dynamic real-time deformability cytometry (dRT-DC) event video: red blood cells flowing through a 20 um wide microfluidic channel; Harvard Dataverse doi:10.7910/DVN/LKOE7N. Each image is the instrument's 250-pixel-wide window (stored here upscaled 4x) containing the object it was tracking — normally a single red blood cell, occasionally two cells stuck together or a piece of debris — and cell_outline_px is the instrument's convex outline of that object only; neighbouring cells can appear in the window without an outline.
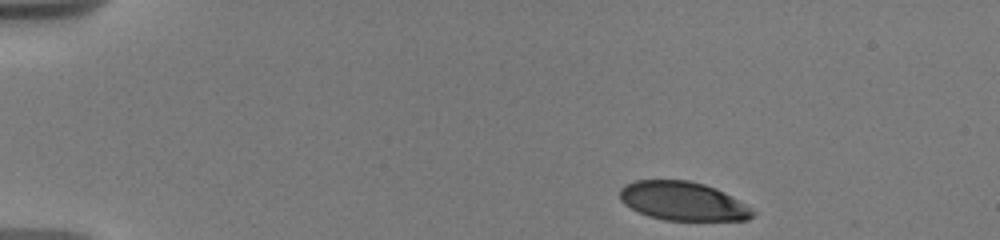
{"species": "human", "species_latin": "Homo sapiens", "temperature_condition": "warm", "stored_images_in_passage": 37, "camera_frame_rate_fps": 3000, "um_per_image_px": 0.085, "donor": {"sex": "male"}, "frame": {"image": 1, "passage_image": 1, "time_ms": 0.0, "image_size_px": [1000, 240], "cell_outline_px": [[756, 212], [748, 220], [664, 220], [648, 216], [624, 204], [620, 200], [620, 188], [624, 184], [636, 180], [688, 180], [704, 184], [716, 188], [724, 192], [752, 208]], "centroid_in_image_um": [58.04, 17.09], "position_along_channel_um": 27.0, "area_um2": 30.0}}
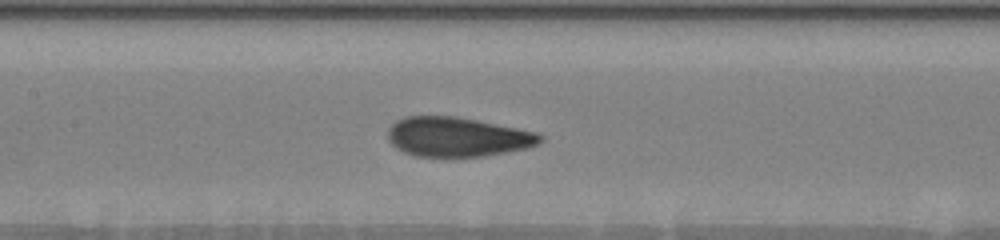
{"frame": {"image": 2, "passage_image": 14, "time_ms": 6.333, "image_size_px": [1000, 240], "cell_outline_px": [[544, 140], [528, 148], [484, 156], [416, 156], [404, 152], [396, 148], [388, 140], [388, 128], [396, 120], [404, 116], [456, 116], [536, 132], [544, 136]], "centroid_in_image_um": [38.86, 11.63], "position_along_channel_um": 168.5, "area_um2": 34.97}}
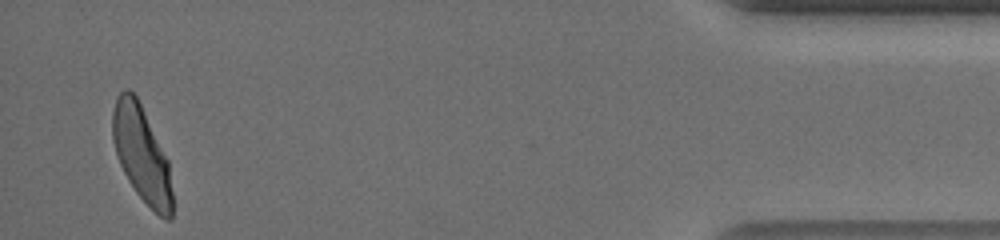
{"frame": {"image": 3, "passage_image": 35, "time_ms": 15.0, "image_size_px": [1000, 240], "cell_outline_px": [[172, 220], [164, 220], [136, 192], [128, 180], [120, 164], [112, 140], [112, 112], [116, 96], [124, 88], [128, 88], [136, 96], [168, 160], [172, 192]], "centroid_in_image_um": [12.02, 13.09], "position_along_channel_um": 423.2, "area_um2": 33.0}, "authors_computed_cell_mechanics": {"area_um2": 34.969, "velocity_mm_per_s": 3.693, "shape_relaxation_time_tau1_ms": 3.8472, "shape_relaxation_time_tau2_ms": null, "deformation_change_tau1": 0.1537, "deformation_change_tau2": null}}